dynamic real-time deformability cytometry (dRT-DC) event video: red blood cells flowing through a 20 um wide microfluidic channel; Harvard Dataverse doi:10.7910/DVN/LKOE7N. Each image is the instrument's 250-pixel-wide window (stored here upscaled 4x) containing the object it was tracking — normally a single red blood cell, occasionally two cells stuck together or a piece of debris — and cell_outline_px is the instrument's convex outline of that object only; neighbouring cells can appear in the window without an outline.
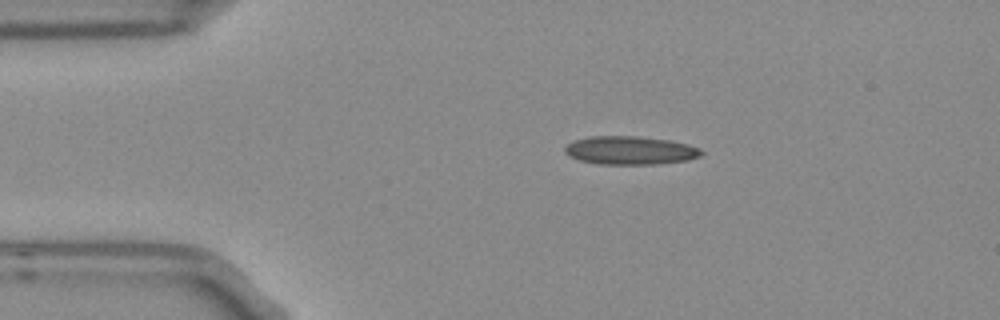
{"species": "Egyptian fruit bat (a non-hibernating species)", "species_latin": "Rousettus aegyptiacus", "temperature_condition": "room temperature", "stored_images_in_passage": 5, "camera_frame_rate_fps": 3000, "um_per_image_px": 0.085, "frame": {"image": 1, "passage_image": 2, "time_ms": 0.333, "image_size_px": [1000, 320], "cell_outline_px": [[704, 152], [700, 156], [688, 160], [656, 164], [600, 164], [580, 160], [564, 152], [564, 148], [568, 144], [576, 140], [588, 136], [636, 136], [668, 140], [688, 144], [700, 148]], "centroid_in_image_um": [53.59, 12.78], "position_along_channel_um": 31.4, "area_um2": 22.43}}
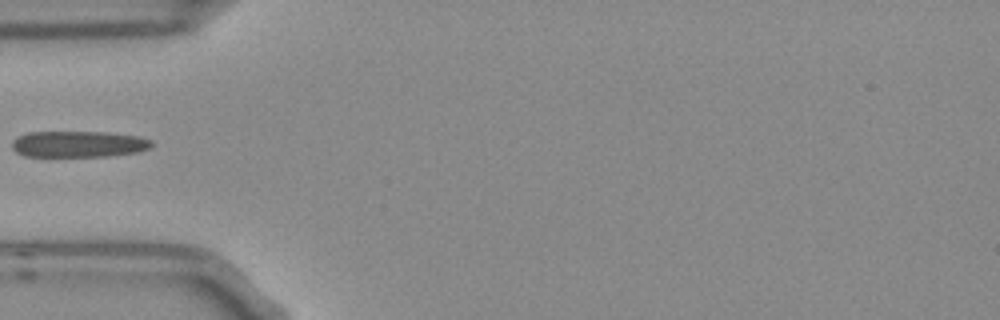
{"frame": {"image": 2, "passage_image": 4, "time_ms": 1.0, "image_size_px": [1000, 320], "cell_outline_px": [[152, 144], [148, 148], [136, 152], [104, 156], [24, 156], [16, 152], [12, 148], [12, 140], [16, 136], [28, 132], [104, 132], [140, 136], [152, 140]], "centroid_in_image_um": [6.62, 12.24], "position_along_channel_um": 78.4, "area_um2": 21.33}}
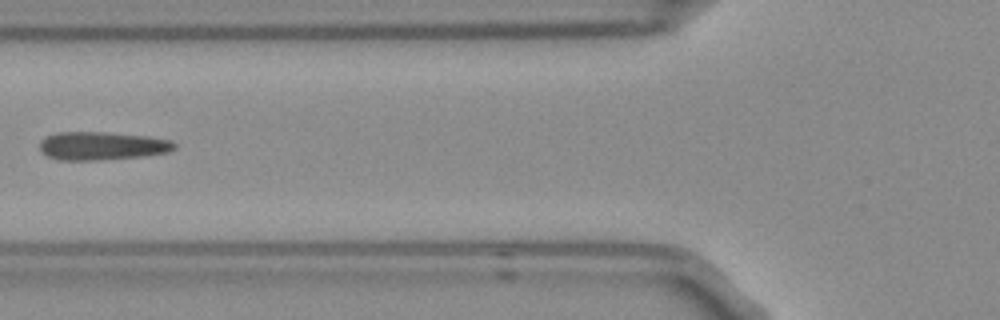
{"frame": {"image": 3, "passage_image": 5, "time_ms": 1.333, "image_size_px": [1000, 320], "cell_outline_px": [[176, 148], [168, 152], [144, 156], [100, 160], [60, 160], [48, 156], [40, 152], [40, 140], [44, 136], [56, 132], [104, 132], [148, 136], [168, 140], [176, 144]], "centroid_in_image_um": [8.63, 12.4], "position_along_channel_um": 117.2, "area_um2": 22.31}}